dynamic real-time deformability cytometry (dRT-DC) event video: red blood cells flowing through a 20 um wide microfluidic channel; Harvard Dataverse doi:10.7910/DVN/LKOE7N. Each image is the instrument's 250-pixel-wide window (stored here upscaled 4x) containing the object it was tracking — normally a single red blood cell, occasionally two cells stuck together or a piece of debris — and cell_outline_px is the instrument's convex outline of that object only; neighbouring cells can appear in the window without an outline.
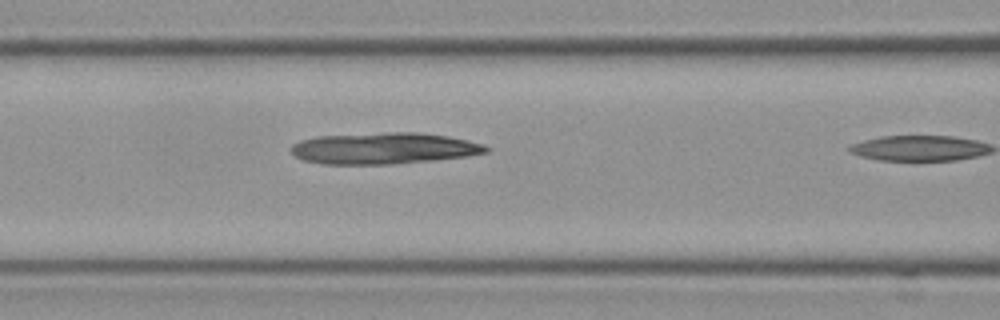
{"species": "Egyptian fruit bat (a non-hibernating species)", "species_latin": "Rousettus aegyptiacus", "temperature_condition": "cold", "stored_images_in_passage": 10, "camera_frame_rate_fps": 3000, "um_per_image_px": 0.085, "frame": {"image": 1, "passage_image": 9, "time_ms": 2.667, "image_size_px": [1000, 320], "cell_outline_px": [[492, 148], [488, 152], [468, 156], [432, 160], [388, 164], [324, 164], [304, 160], [296, 156], [292, 152], [292, 144], [300, 140], [316, 136], [388, 132], [416, 132], [448, 136], [484, 144]], "centroid_in_image_um": [32.65, 12.6], "position_along_channel_um": 134.0, "area_um2": 35.6}}